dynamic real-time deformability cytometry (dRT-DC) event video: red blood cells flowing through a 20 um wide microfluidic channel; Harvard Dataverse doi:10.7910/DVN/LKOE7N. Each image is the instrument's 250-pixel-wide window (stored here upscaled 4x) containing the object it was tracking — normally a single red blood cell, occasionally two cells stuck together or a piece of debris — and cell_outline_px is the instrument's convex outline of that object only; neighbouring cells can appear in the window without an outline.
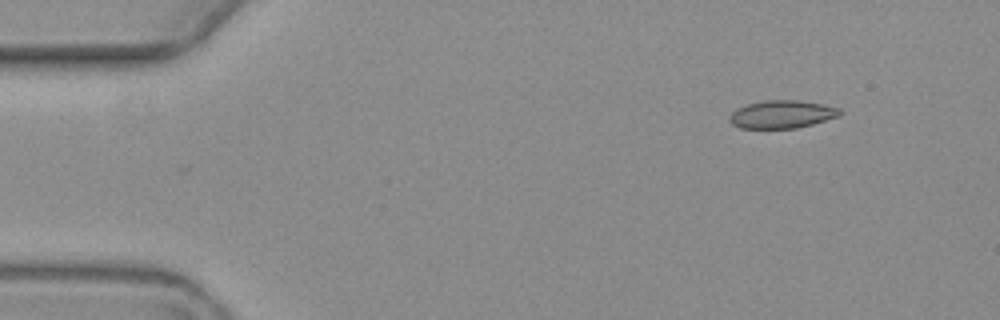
{"species": "common noctule bat (a hibernating species)", "species_latin": "Nyctalus noctula", "temperature_condition": "warm", "stored_images_in_passage": 6, "camera_frame_rate_fps": 3000, "um_per_image_px": 0.085, "animal": {"sex": "female", "body_mass_g": 19.3, "forearm_length_mm": 54.1}, "frame": {"image": 1, "passage_image": 1, "time_ms": 0.0, "image_size_px": [1000, 320], "cell_outline_px": [[844, 112], [840, 116], [812, 124], [796, 128], [740, 128], [732, 124], [728, 120], [728, 116], [736, 108], [748, 104], [764, 100], [800, 100], [840, 108]], "centroid_in_image_um": [66.46, 9.71], "position_along_channel_um": 18.5, "area_um2": 18.03}}
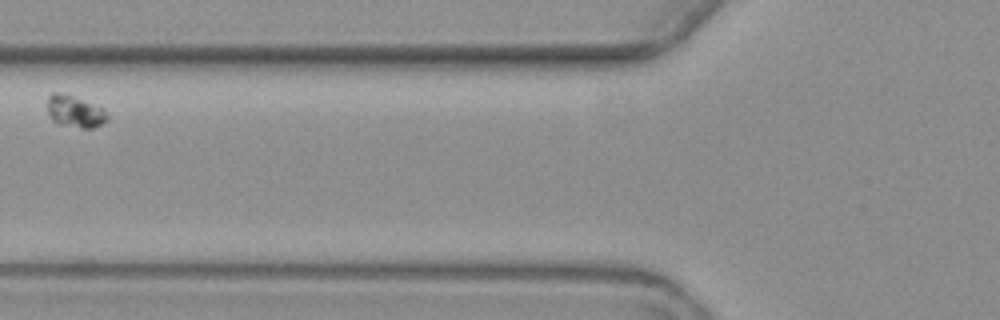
{"frame": {"image": 2, "passage_image": 6, "time_ms": 6.333, "image_size_px": [1000, 320], "cell_outline_px": [[108, 120], [92, 128], [80, 128], [56, 124], [52, 120], [48, 112], [48, 96], [52, 92], [56, 92], [72, 96], [104, 108], [108, 116]], "centroid_in_image_um": [6.36, 9.49], "position_along_channel_um": 119.4, "area_um2": 11.1}}